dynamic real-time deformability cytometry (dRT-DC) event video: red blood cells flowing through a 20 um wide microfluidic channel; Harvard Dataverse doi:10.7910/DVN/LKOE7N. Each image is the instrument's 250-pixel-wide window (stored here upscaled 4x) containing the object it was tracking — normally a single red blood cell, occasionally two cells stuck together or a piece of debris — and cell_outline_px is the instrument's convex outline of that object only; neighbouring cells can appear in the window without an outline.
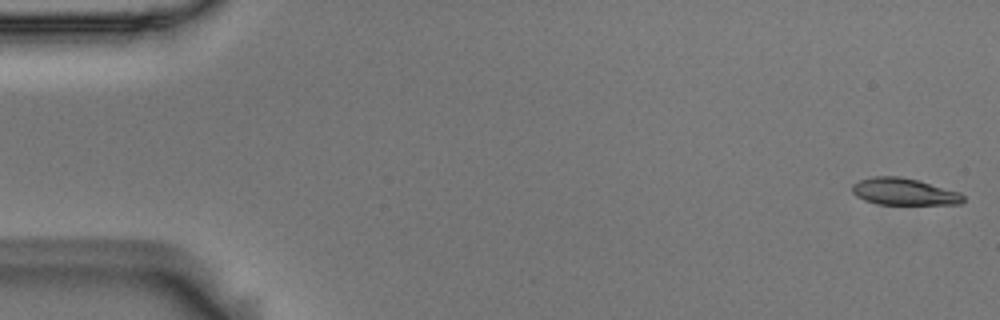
{"species": "Egyptian fruit bat (a non-hibernating species)", "species_latin": "Rousettus aegyptiacus", "temperature_condition": "room temperature", "stored_images_in_passage": 54, "camera_frame_rate_fps": 3000, "um_per_image_px": 0.085, "animal": {"sex": "male"}, "frame": {"image": 1, "passage_image": 1, "time_ms": 0.0, "image_size_px": [1000, 320], "cell_outline_px": [[964, 200], [960, 204], [880, 204], [864, 200], [856, 196], [852, 192], [852, 184], [860, 180], [872, 176], [900, 176], [920, 180], [960, 192], [964, 196]], "centroid_in_image_um": [76.84, 16.28], "position_along_channel_um": 8.2, "area_um2": 17.51}}
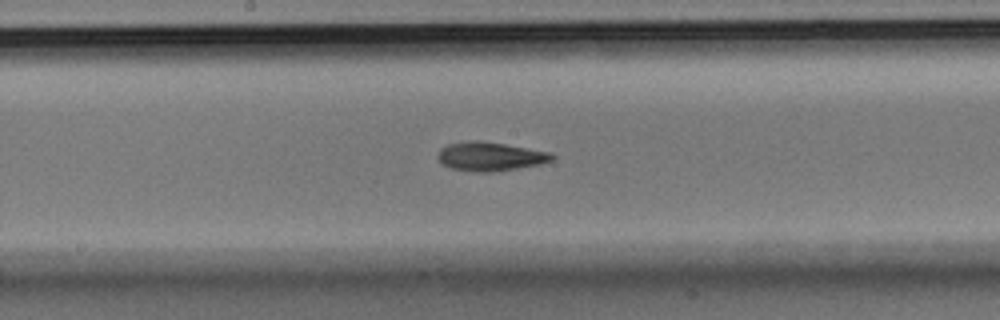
{"frame": {"image": 2, "passage_image": 28, "time_ms": 9.0, "image_size_px": [1000, 320], "cell_outline_px": [[556, 156], [552, 160], [540, 164], [492, 172], [472, 172], [448, 168], [436, 156], [440, 148], [448, 144], [468, 140], [480, 140], [552, 152]], "centroid_in_image_um": [41.64, 13.29], "position_along_channel_um": 206.6, "area_um2": 19.36}}
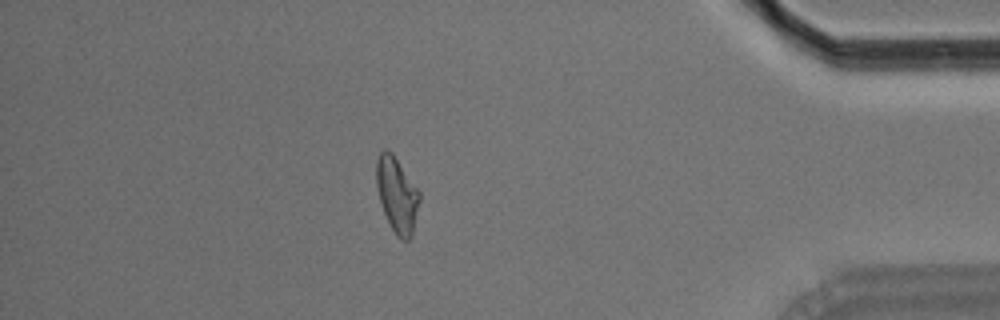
{"frame": {"image": 3, "passage_image": 47, "time_ms": 15.333, "image_size_px": [1000, 320], "cell_outline_px": [[420, 200], [412, 236], [408, 240], [400, 240], [396, 236], [384, 212], [380, 200], [376, 184], [376, 160], [380, 152], [384, 148], [392, 152], [420, 192]], "centroid_in_image_um": [33.74, 16.55], "position_along_channel_um": 401.5, "area_um2": 18.84}, "authors_computed_cell_mechanics": {"area_um2": 18.7272, "velocity_mm_per_s": 3.7109, "shape_relaxation_time_tau1_ms": 5.9659, "shape_relaxation_time_tau2_ms": 4.0995, "deformation_change_tau1": 0.1754, "deformation_change_tau2": 0.1164}}